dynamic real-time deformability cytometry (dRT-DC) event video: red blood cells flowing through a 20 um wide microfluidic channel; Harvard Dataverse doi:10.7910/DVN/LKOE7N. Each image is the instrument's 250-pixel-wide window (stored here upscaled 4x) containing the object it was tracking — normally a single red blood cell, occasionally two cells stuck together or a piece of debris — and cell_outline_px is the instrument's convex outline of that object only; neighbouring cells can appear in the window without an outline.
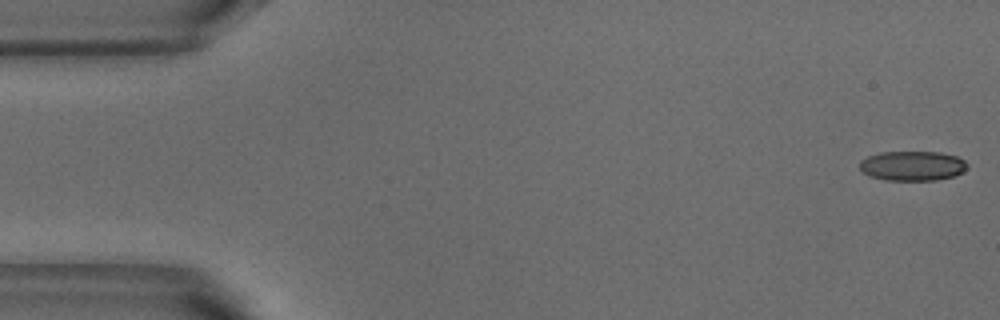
{"species": "common noctule bat (a hibernating species)", "species_latin": "Nyctalus noctula", "temperature_condition": "warm", "stored_images_in_passage": 52, "camera_frame_rate_fps": 3000, "um_per_image_px": 0.085, "animal": {"sex": "male", "body_mass_g": 18.8}, "frame": {"image": 1, "passage_image": 1, "time_ms": 0.0, "image_size_px": [1000, 320], "cell_outline_px": [[968, 168], [964, 172], [956, 176], [936, 180], [884, 180], [868, 176], [860, 168], [860, 160], [868, 156], [880, 152], [940, 152], [956, 156], [964, 160], [968, 164]], "centroid_in_image_um": [77.58, 14.1], "position_along_channel_um": 7.4, "area_um2": 18.84}}
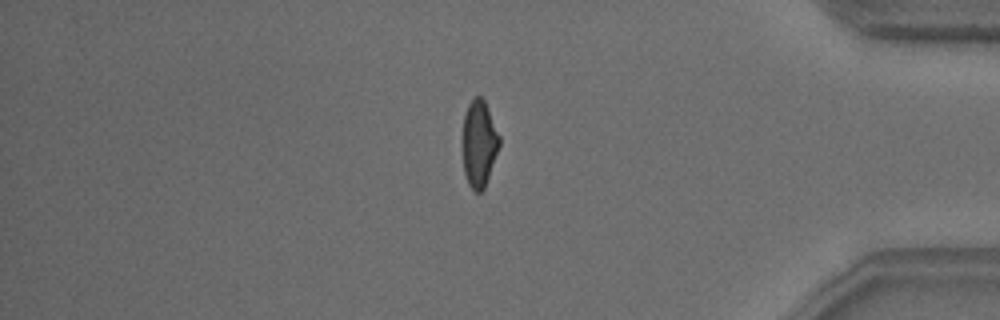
{"frame": {"image": 2, "passage_image": 44, "time_ms": 14.333, "image_size_px": [1000, 320], "cell_outline_px": [[500, 144], [484, 188], [480, 192], [476, 192], [468, 184], [464, 172], [460, 148], [460, 144], [464, 116], [468, 104], [476, 96], [480, 96], [484, 100], [500, 136]], "centroid_in_image_um": [40.67, 12.21], "position_along_channel_um": 394.5, "area_um2": 18.9}}
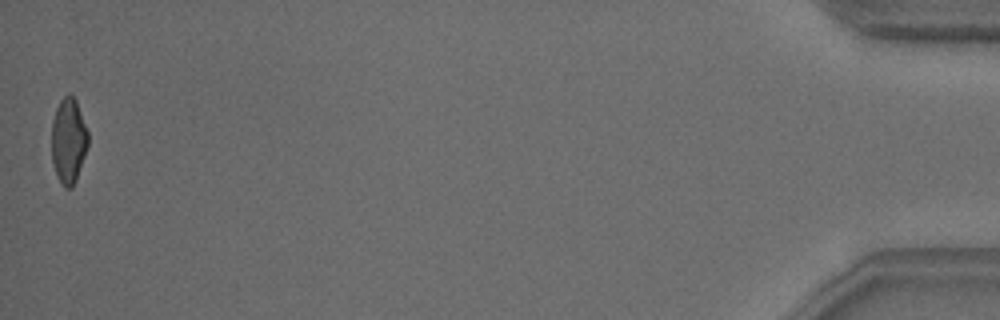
{"frame": {"image": 3, "passage_image": 52, "time_ms": 17.0, "image_size_px": [1000, 320], "cell_outline_px": [[88, 144], [76, 180], [72, 188], [64, 188], [60, 184], [52, 160], [52, 120], [56, 108], [60, 100], [68, 92], [76, 100], [88, 132]], "centroid_in_image_um": [5.82, 11.96], "position_along_channel_um": 429.4, "area_um2": 18.09}, "authors_computed_cell_mechanics": {"area_um2": 19.5364, "velocity_mm_per_s": 3.8118, "shape_relaxation_time_tau1_ms": 8.0273, "shape_relaxation_time_tau2_ms": 1.217, "deformation_change_tau1": 0.2, "deformation_change_tau2": 0.0828}}